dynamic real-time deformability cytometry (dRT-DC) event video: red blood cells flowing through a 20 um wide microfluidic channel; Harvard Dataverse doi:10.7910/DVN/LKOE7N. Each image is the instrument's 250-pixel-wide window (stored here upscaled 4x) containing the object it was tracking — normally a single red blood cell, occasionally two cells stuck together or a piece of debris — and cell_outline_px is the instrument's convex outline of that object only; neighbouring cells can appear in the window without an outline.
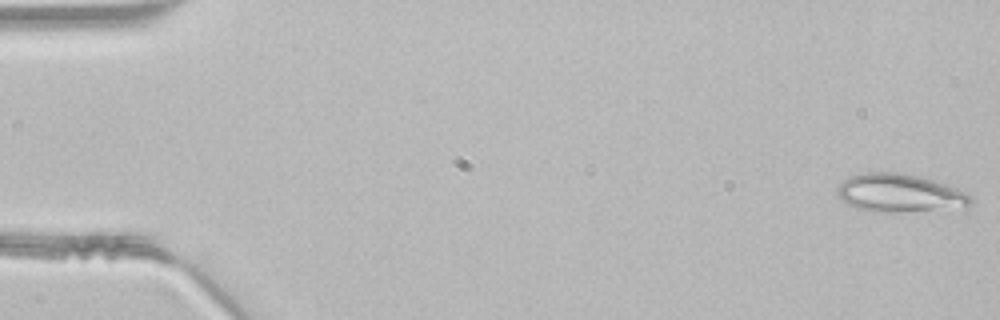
{"species": "common noctule bat (a hibernating species)", "species_latin": "Nyctalus noctula", "temperature_condition": "room temperature", "stored_images_in_passage": 48, "camera_frame_rate_fps": 3000, "um_per_image_px": 0.085, "animal": {"sex": "male", "body_mass_g": 21.5, "forearm_length_mm": 52.0}, "frame": {"image": 1, "passage_image": 1, "time_ms": 0.0, "image_size_px": [1000, 320], "cell_outline_px": [[972, 204], [964, 212], [876, 212], [856, 208], [848, 204], [836, 192], [836, 188], [848, 176], [868, 172], [900, 172], [920, 176], [948, 184], [968, 192], [972, 196]], "centroid_in_image_um": [76.67, 16.46], "position_along_channel_um": 8.3, "area_um2": 31.21}}
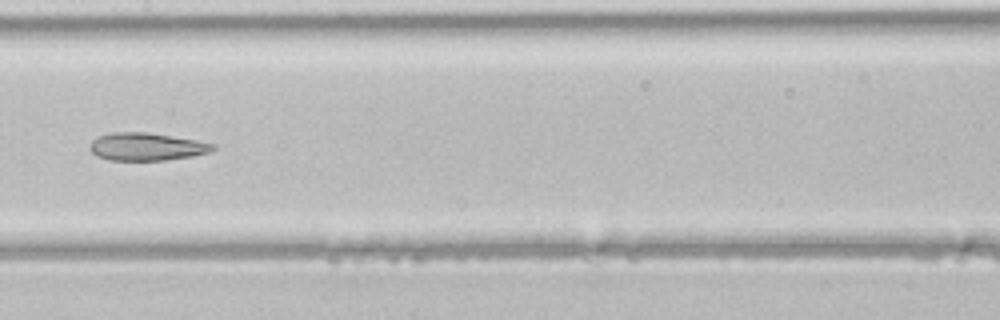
{"frame": {"image": 2, "passage_image": 24, "time_ms": 7.667, "image_size_px": [1000, 320], "cell_outline_px": [[216, 148], [208, 152], [192, 156], [164, 160], [108, 160], [96, 156], [92, 152], [92, 140], [96, 136], [112, 132], [148, 132], [196, 140], [216, 144]], "centroid_in_image_um": [12.46, 12.46], "position_along_channel_um": 194.9, "area_um2": 19.83}}
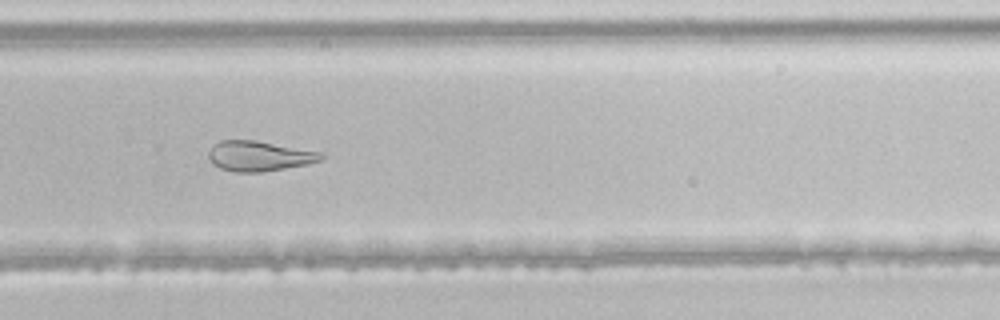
{"frame": {"image": 3, "passage_image": 32, "time_ms": 10.333, "image_size_px": [1000, 320], "cell_outline_px": [[324, 160], [308, 164], [264, 172], [232, 172], [220, 168], [212, 164], [208, 156], [208, 152], [212, 144], [220, 140], [256, 140], [324, 152]], "centroid_in_image_um": [22.05, 13.26], "position_along_channel_um": 307.8, "area_um2": 20.23}}